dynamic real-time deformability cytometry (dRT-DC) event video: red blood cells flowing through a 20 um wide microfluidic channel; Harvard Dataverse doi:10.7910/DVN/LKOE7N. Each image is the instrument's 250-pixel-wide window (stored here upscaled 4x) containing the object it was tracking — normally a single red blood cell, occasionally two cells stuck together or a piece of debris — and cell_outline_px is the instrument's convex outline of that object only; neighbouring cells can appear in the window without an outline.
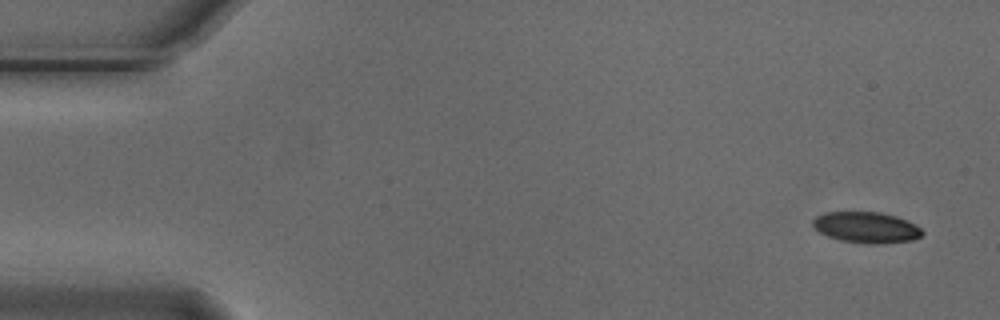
{"species": "Egyptian fruit bat (a non-hibernating species)", "species_latin": "Rousettus aegyptiacus", "temperature_condition": "cold", "stored_images_in_passage": 8, "camera_frame_rate_fps": 3000, "um_per_image_px": 0.085, "animal": {"sex": "male"}, "frame": {"image": 1, "passage_image": 1, "time_ms": 0.0, "image_size_px": [1000, 320], "cell_outline_px": [[924, 232], [920, 236], [912, 240], [884, 244], [868, 244], [840, 240], [828, 236], [820, 232], [812, 224], [812, 220], [816, 216], [824, 212], [880, 212], [896, 216], [908, 220], [916, 224]], "centroid_in_image_um": [73.66, 19.33], "position_along_channel_um": 11.3, "area_um2": 19.88}}
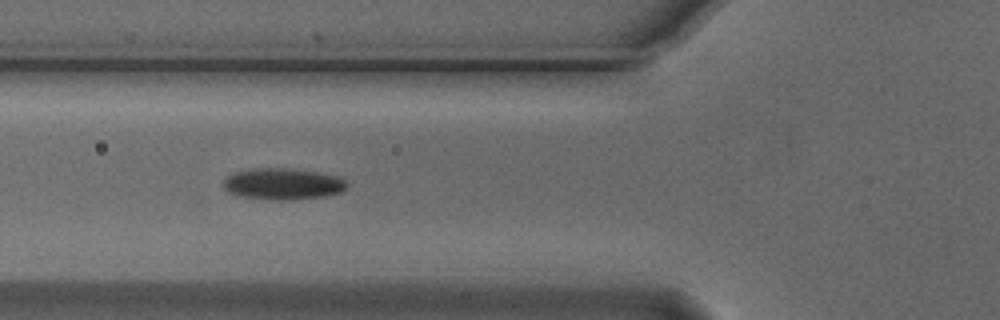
{"frame": {"image": 2, "passage_image": 6, "time_ms": 1.667, "image_size_px": [1000, 320], "cell_outline_px": [[348, 188], [340, 192], [324, 196], [288, 200], [272, 200], [240, 196], [228, 192], [224, 188], [224, 180], [232, 172], [252, 168], [284, 168], [320, 172], [340, 176], [348, 184]], "centroid_in_image_um": [24.05, 15.62], "position_along_channel_um": 101.7, "area_um2": 22.77}}
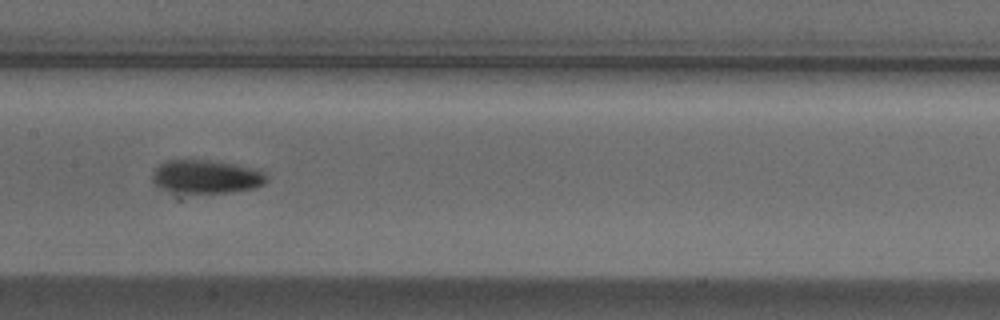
{"frame": {"image": 3, "passage_image": 8, "time_ms": 2.333, "image_size_px": [1000, 320], "cell_outline_px": [[268, 180], [264, 184], [256, 188], [176, 200], [152, 184], [152, 172], [164, 160], [208, 160], [260, 168], [268, 176]], "centroid_in_image_um": [17.41, 15.13], "position_along_channel_um": 190.0, "area_um2": 24.62}}